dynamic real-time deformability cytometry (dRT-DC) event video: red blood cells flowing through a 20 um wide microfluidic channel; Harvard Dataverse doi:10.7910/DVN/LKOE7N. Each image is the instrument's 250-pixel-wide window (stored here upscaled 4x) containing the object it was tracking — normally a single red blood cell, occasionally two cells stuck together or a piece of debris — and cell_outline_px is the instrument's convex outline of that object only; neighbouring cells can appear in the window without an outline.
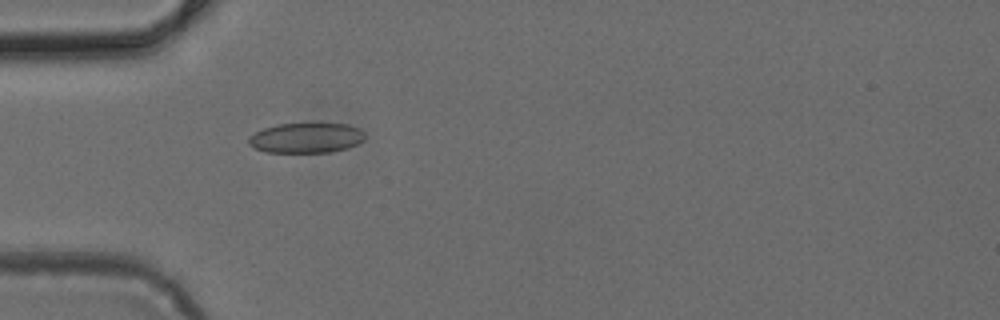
{"species": "common noctule bat (a hibernating species)", "species_latin": "Nyctalus noctula", "temperature_condition": "cold", "stored_images_in_passage": 5, "camera_frame_rate_fps": 3000, "um_per_image_px": 0.085, "animal": {"sex": "female", "body_mass_g": 24.6, "forearm_length_mm": 56.2}, "frame": {"image": 1, "passage_image": 5, "time_ms": 1.333, "image_size_px": [1000, 320], "cell_outline_px": [[364, 140], [348, 148], [332, 152], [264, 152], [248, 144], [248, 136], [264, 128], [276, 124], [312, 120], [316, 120], [348, 124], [360, 128], [364, 132]], "centroid_in_image_um": [26.06, 11.66], "position_along_channel_um": 58.9, "area_um2": 21.5}}